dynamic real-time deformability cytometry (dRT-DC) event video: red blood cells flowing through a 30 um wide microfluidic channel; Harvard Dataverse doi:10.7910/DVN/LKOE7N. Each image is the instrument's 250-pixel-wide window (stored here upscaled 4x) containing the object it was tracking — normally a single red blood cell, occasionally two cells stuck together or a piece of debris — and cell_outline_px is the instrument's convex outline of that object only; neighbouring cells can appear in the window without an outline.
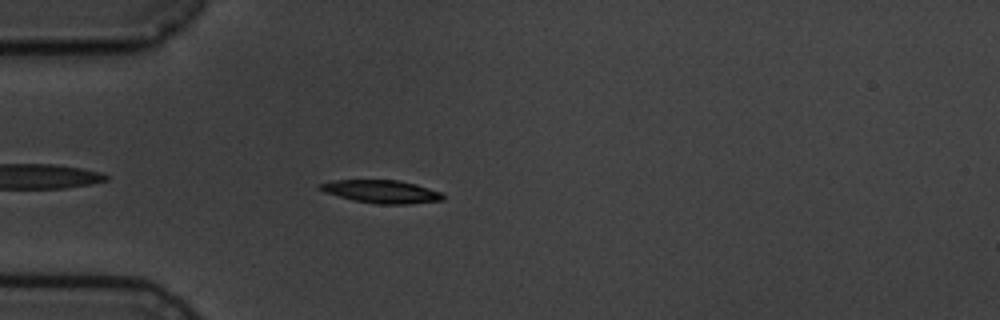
{"species": "common noctule bat (a hibernating species)", "species_latin": "Nyctalus noctula", "temperature_condition": "cold", "stored_images_in_passage": 5, "camera_frame_rate_fps": 3000, "um_per_image_px": 0.085, "animal": {"sex": "male", "body_mass_g": 19.5, "forearm_length_mm": 54.6}, "frame": {"image": 1, "passage_image": 4, "time_ms": 3.333, "image_size_px": [1000, 320], "cell_outline_px": [[444, 200], [408, 204], [376, 204], [352, 200], [324, 192], [316, 188], [320, 184], [332, 180], [396, 180], [416, 184], [440, 192], [444, 196]], "centroid_in_image_um": [32.39, 16.29], "position_along_channel_um": 52.6, "area_um2": 16.47}}